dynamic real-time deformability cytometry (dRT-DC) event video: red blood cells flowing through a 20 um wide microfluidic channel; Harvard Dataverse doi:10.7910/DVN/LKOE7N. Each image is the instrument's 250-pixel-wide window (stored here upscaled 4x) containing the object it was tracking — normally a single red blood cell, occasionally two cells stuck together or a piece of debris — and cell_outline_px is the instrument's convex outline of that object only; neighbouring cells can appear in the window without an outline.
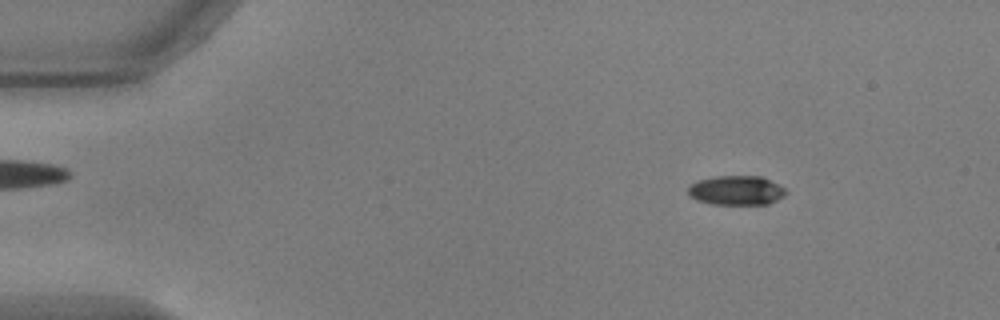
{"species": "common noctule bat (a hibernating species)", "species_latin": "Nyctalus noctula", "temperature_condition": "warm", "stored_images_in_passage": 55, "camera_frame_rate_fps": 3000, "um_per_image_px": 0.085, "animal": {"sex": "male", "body_mass_g": 17.9, "forearm_length_mm": 54.2}, "frame": {"image": 1, "passage_image": 7, "time_ms": 2.0, "image_size_px": [1000, 320], "cell_outline_px": [[788, 192], [784, 196], [768, 204], [712, 204], [696, 200], [688, 196], [688, 188], [692, 184], [700, 180], [716, 176], [760, 176], [784, 188]], "centroid_in_image_um": [62.57, 16.19], "position_along_channel_um": 22.4, "area_um2": 16.59}}
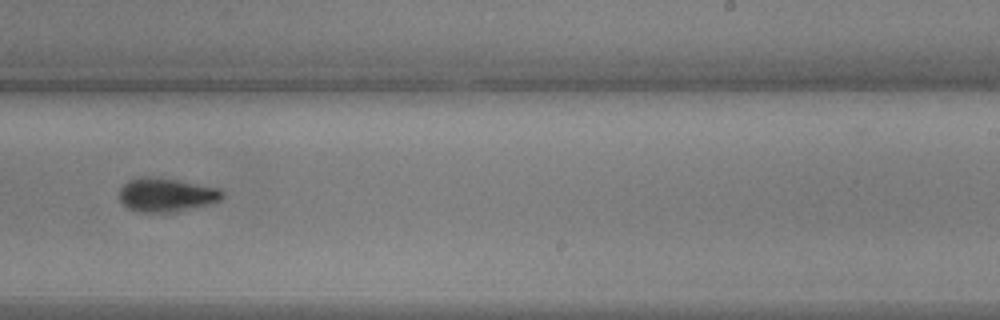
{"frame": {"image": 2, "passage_image": 34, "time_ms": 11.0, "image_size_px": [1000, 320], "cell_outline_px": [[224, 196], [220, 200], [212, 204], [176, 212], [144, 212], [128, 208], [120, 200], [120, 188], [128, 180], [140, 176], [148, 176], [176, 180], [220, 188], [224, 192]], "centroid_in_image_um": [14.17, 16.56], "position_along_channel_um": 274.8, "area_um2": 20.35}}
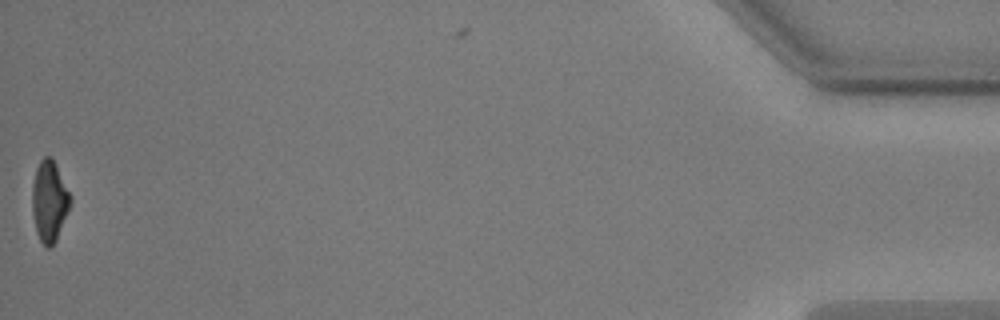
{"frame": {"image": 3, "passage_image": 54, "time_ms": 17.667, "image_size_px": [1000, 320], "cell_outline_px": [[72, 200], [56, 240], [48, 248], [40, 240], [36, 232], [32, 212], [32, 184], [36, 168], [40, 160], [44, 156], [48, 156], [56, 164], [72, 196]], "centroid_in_image_um": [4.19, 17.07], "position_along_channel_um": 431.0, "area_um2": 17.92}, "authors_computed_cell_mechanics": {"area_um2": 18.7272, "velocity_mm_per_s": 3.735, "shape_relaxation_time_tau1_ms": 3.0218, "shape_relaxation_time_tau2_ms": null, "deformation_change_tau1": 0.1479, "deformation_change_tau2": null}}